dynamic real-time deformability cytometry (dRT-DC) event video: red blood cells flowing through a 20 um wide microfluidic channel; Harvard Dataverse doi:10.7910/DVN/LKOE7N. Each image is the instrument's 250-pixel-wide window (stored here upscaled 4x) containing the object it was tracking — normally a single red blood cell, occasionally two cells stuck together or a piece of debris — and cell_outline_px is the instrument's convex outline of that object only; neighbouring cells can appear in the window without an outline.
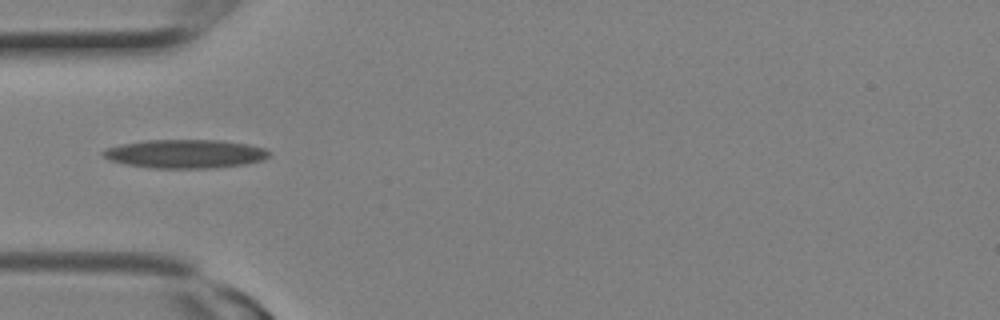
{"species": "Egyptian fruit bat (a non-hibernating species)", "species_latin": "Rousettus aegyptiacus", "temperature_condition": "room temperature", "stored_images_in_passage": 8, "camera_frame_rate_fps": 3000, "um_per_image_px": 0.085, "animal": {"sex": "female"}, "frame": {"image": 1, "passage_image": 7, "time_ms": 2.0, "image_size_px": [1000, 320], "cell_outline_px": [[268, 156], [264, 160], [244, 164], [212, 168], [152, 168], [124, 164], [108, 160], [100, 152], [108, 148], [120, 144], [144, 140], [220, 140], [248, 144], [264, 148], [268, 152]], "centroid_in_image_um": [15.71, 13.07], "position_along_channel_um": 69.3, "area_um2": 27.74}}